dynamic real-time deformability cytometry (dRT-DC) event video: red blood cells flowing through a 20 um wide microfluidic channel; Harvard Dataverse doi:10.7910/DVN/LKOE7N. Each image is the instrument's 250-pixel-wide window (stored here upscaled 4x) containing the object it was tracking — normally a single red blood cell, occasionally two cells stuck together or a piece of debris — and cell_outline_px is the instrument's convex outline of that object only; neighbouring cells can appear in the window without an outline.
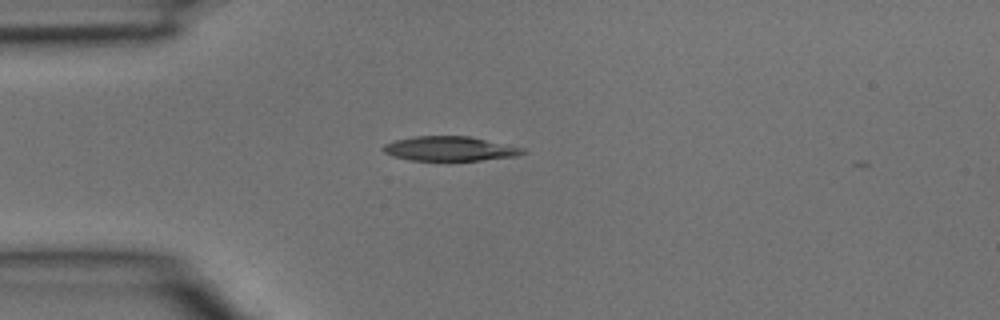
{"species": "common noctule bat (a hibernating species)", "species_latin": "Nyctalus noctula", "temperature_condition": "room temperature", "stored_images_in_passage": 29, "camera_frame_rate_fps": 3000, "um_per_image_px": 0.085, "animal": {"sex": "male", "body_mass_g": 15.6}, "frame": {"image": 1, "passage_image": 1, "time_ms": 0.0, "image_size_px": [1000, 320], "cell_outline_px": [[528, 152], [516, 156], [480, 160], [408, 160], [392, 156], [384, 152], [380, 148], [384, 144], [392, 140], [412, 136], [468, 136], [524, 148]], "centroid_in_image_um": [38.17, 12.63], "position_along_channel_um": 46.8, "area_um2": 20.0}}